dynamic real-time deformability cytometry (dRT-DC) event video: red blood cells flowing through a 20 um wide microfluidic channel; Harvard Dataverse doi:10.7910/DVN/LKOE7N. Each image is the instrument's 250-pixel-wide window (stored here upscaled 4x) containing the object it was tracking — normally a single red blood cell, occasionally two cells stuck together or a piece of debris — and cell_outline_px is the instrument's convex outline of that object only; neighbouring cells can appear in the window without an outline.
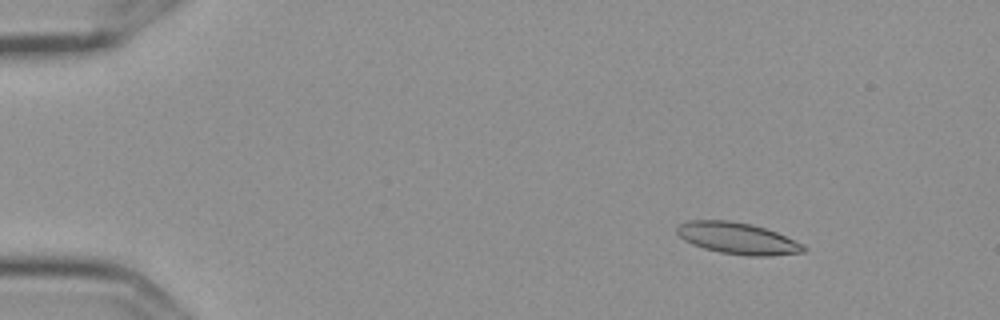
{"species": "Egyptian fruit bat (a non-hibernating species)", "species_latin": "Rousettus aegyptiacus", "temperature_condition": "cold", "stored_images_in_passage": 5, "camera_frame_rate_fps": 3000, "um_per_image_px": 0.085, "frame": {"image": 1, "passage_image": 1, "time_ms": 0.0, "image_size_px": [1000, 320], "cell_outline_px": [[808, 248], [804, 252], [768, 256], [748, 256], [720, 252], [704, 248], [692, 244], [684, 240], [676, 232], [676, 228], [680, 224], [688, 220], [728, 220], [752, 224], [776, 232], [804, 244]], "centroid_in_image_um": [62.7, 20.26], "position_along_channel_um": 22.3, "area_um2": 23.29}}
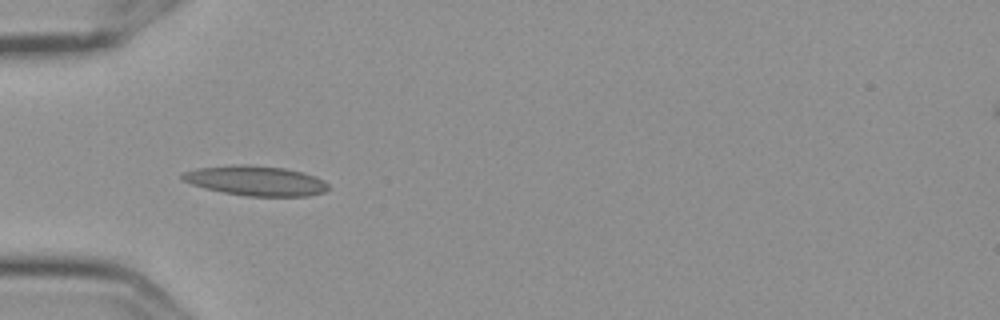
{"frame": {"image": 2, "passage_image": 4, "time_ms": 1.0, "image_size_px": [1000, 320], "cell_outline_px": [[328, 188], [324, 192], [308, 196], [248, 196], [224, 192], [204, 188], [192, 184], [184, 180], [180, 176], [184, 172], [196, 168], [232, 164], [244, 164], [284, 168], [304, 172], [324, 180], [328, 184]], "centroid_in_image_um": [21.74, 15.35], "position_along_channel_um": 63.3, "area_um2": 25.37}}
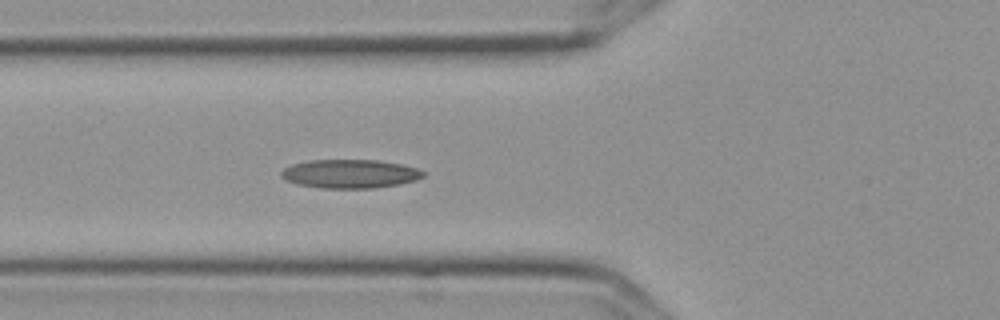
{"frame": {"image": 3, "passage_image": 5, "time_ms": 1.333, "image_size_px": [1000, 320], "cell_outline_px": [[424, 176], [416, 180], [400, 184], [372, 188], [320, 188], [296, 184], [284, 180], [280, 176], [280, 172], [284, 168], [292, 164], [308, 160], [380, 160], [400, 164], [416, 168], [424, 172]], "centroid_in_image_um": [29.7, 14.77], "position_along_channel_um": 96.1, "area_um2": 23.87}}